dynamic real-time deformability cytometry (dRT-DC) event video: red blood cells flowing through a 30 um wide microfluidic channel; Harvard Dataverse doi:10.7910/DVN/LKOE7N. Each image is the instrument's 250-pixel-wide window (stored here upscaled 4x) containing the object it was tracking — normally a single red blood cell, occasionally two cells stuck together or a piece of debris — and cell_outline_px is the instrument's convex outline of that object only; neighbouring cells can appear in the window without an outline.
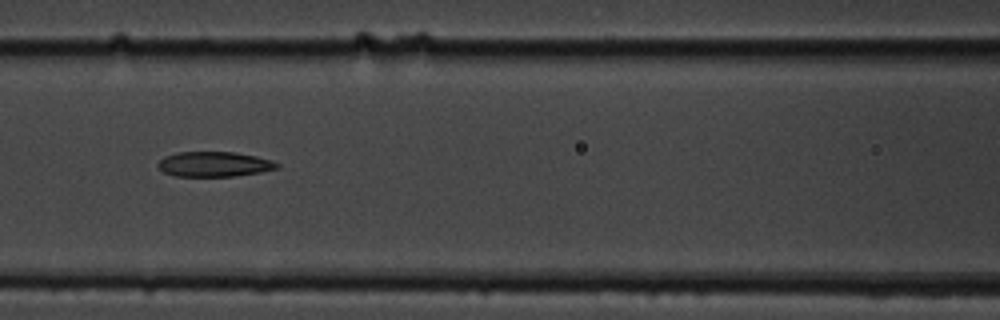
{"species": "common noctule bat (a hibernating species)", "species_latin": "Nyctalus noctula", "temperature_condition": "cold", "stored_images_in_passage": 12, "camera_frame_rate_fps": 3000, "um_per_image_px": 0.085, "animal": {"sex": "male", "body_mass_g": 19.5, "forearm_length_mm": 54.6}, "frame": {"image": 1, "passage_image": 4, "time_ms": 4.667, "image_size_px": [1000, 320], "cell_outline_px": [[280, 168], [260, 172], [232, 176], [176, 176], [164, 172], [156, 164], [164, 156], [180, 152], [236, 152], [256, 156], [272, 160], [280, 164]], "centroid_in_image_um": [18.23, 13.95], "position_along_channel_um": 148.4, "area_um2": 17.34}}
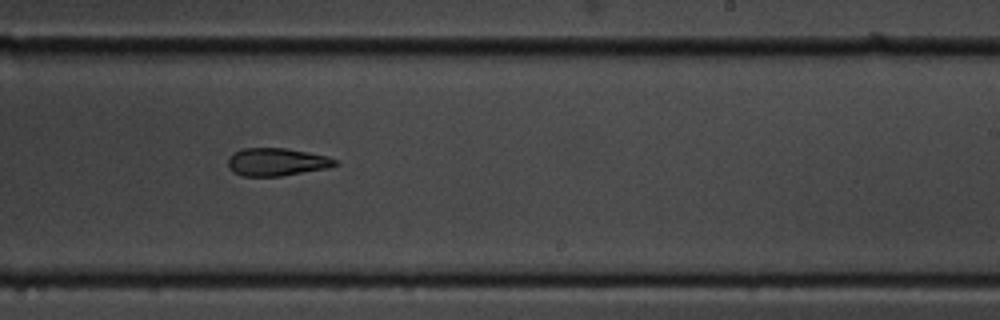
{"frame": {"image": 2, "passage_image": 7, "time_ms": 8.0, "image_size_px": [1000, 320], "cell_outline_px": [[340, 164], [328, 168], [280, 176], [244, 176], [232, 172], [228, 168], [228, 156], [232, 152], [244, 148], [288, 148], [328, 156], [336, 160]], "centroid_in_image_um": [23.5, 13.76], "position_along_channel_um": 265.5, "area_um2": 17.57}}
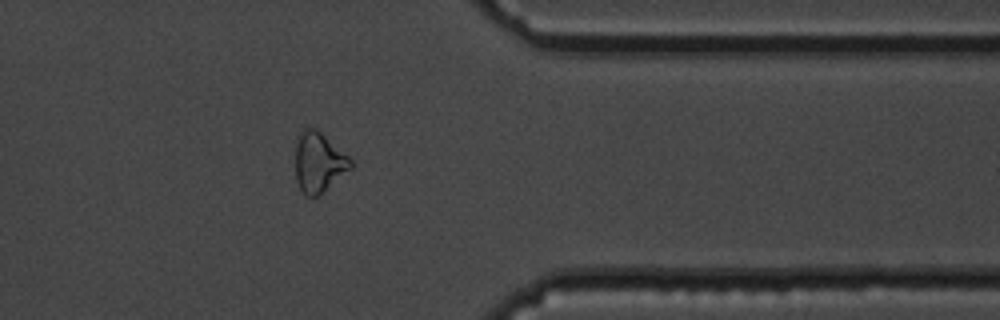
{"frame": {"image": 3, "passage_image": 10, "time_ms": 11.667, "image_size_px": [1000, 320], "cell_outline_px": [[352, 168], [316, 196], [304, 196], [296, 180], [296, 136], [304, 128], [316, 128], [348, 156], [352, 160]], "centroid_in_image_um": [27.07, 13.77], "position_along_channel_um": 384.3, "area_um2": 19.07}, "authors_computed_cell_mechanics": {"area_um2": 18.0336, "velocity_mm_per_s": 3.5195, "shape_relaxation_time_tau1_ms": 4.2542, "shape_relaxation_time_tau2_ms": 3.1935, "deformation_change_tau1": 0.11, "deformation_change_tau2": 0.0972}}